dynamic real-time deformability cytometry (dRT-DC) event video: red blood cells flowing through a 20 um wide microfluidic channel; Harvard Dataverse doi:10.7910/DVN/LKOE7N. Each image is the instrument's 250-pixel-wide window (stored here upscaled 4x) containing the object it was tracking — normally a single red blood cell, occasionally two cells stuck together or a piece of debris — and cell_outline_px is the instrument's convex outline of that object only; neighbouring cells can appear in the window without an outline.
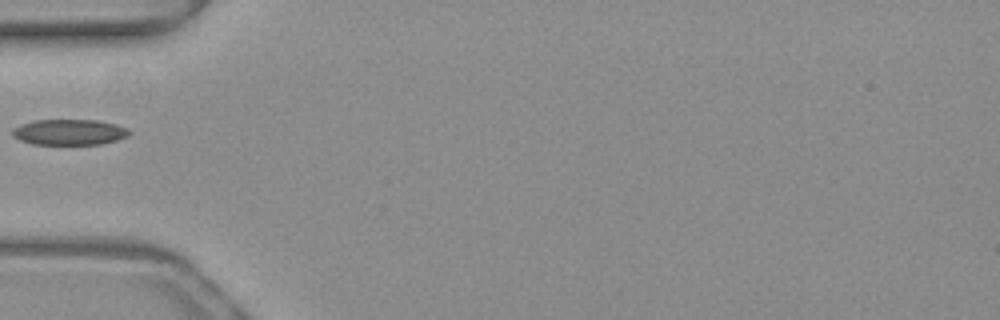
{"species": "common noctule bat (a hibernating species)", "species_latin": "Nyctalus noctula", "temperature_condition": "warm", "stored_images_in_passage": 35, "camera_frame_rate_fps": 3000, "um_per_image_px": 0.085, "animal": {"sex": "female", "body_mass_g": 19.3, "forearm_length_mm": 54.1}, "frame": {"image": 1, "passage_image": 1, "time_ms": 0.0, "image_size_px": [1000, 320], "cell_outline_px": [[132, 132], [128, 136], [116, 140], [100, 144], [32, 144], [20, 140], [12, 136], [12, 128], [20, 124], [32, 120], [96, 120], [116, 124], [128, 128]], "centroid_in_image_um": [5.88, 11.22], "position_along_channel_um": 79.1, "area_um2": 17.63}}
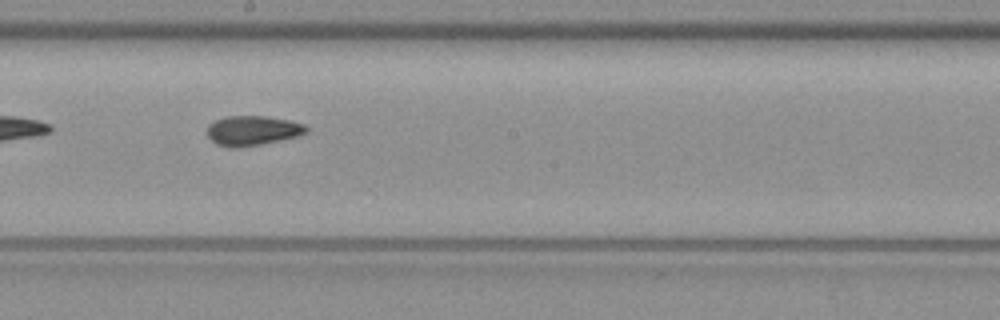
{"frame": {"image": 2, "passage_image": 12, "time_ms": 3.667, "image_size_px": [1000, 320], "cell_outline_px": [[308, 132], [296, 136], [280, 140], [260, 144], [236, 148], [228, 148], [216, 144], [208, 136], [208, 124], [216, 120], [228, 116], [264, 116], [288, 120], [304, 124], [308, 128]], "centroid_in_image_um": [21.45, 11.1], "position_along_channel_um": 226.7, "area_um2": 17.05}}
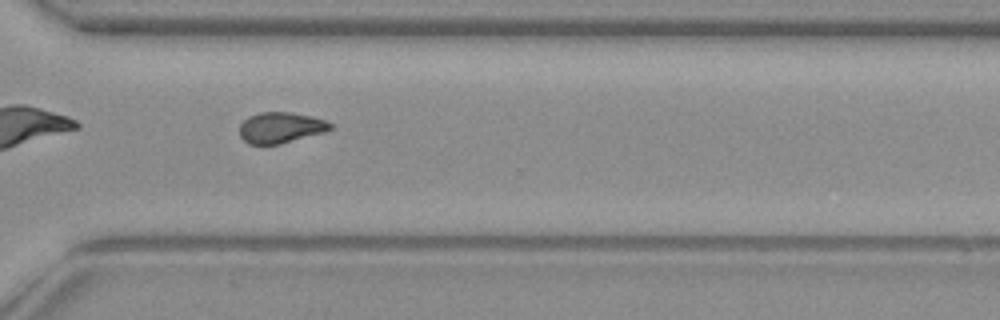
{"frame": {"image": 3, "passage_image": 21, "time_ms": 6.667, "image_size_px": [1000, 320], "cell_outline_px": [[332, 128], [324, 132], [280, 144], [264, 148], [248, 144], [240, 136], [240, 124], [248, 116], [260, 112], [292, 112], [312, 116], [324, 120], [332, 124]], "centroid_in_image_um": [23.8, 10.88], "position_along_channel_um": 346.8, "area_um2": 16.76}}